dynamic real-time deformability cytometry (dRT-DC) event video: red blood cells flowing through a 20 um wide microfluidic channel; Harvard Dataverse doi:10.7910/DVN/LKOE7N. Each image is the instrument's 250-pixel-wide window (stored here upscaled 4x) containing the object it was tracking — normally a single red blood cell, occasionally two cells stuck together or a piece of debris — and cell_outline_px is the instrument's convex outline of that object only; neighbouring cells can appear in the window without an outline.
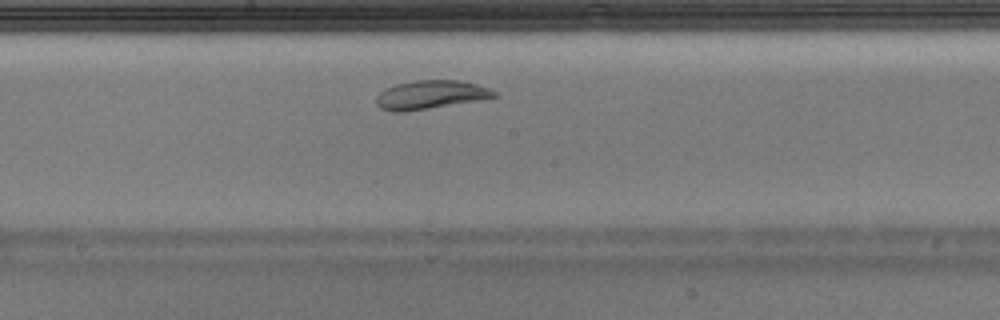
{"species": "Egyptian fruit bat (a non-hibernating species)", "species_latin": "Rousettus aegyptiacus", "temperature_condition": "warm", "stored_images_in_passage": 25, "camera_frame_rate_fps": 3000, "um_per_image_px": 0.085, "animal": {"sex": "male"}, "frame": {"image": 1, "passage_image": 11, "time_ms": 3.333, "image_size_px": [1000, 320], "cell_outline_px": [[500, 96], [484, 100], [404, 112], [392, 112], [380, 108], [376, 104], [376, 96], [384, 88], [396, 84], [412, 80], [460, 80], [476, 84], [488, 88], [496, 92]], "centroid_in_image_um": [36.61, 8.06], "position_along_channel_um": 211.6, "area_um2": 20.06}}